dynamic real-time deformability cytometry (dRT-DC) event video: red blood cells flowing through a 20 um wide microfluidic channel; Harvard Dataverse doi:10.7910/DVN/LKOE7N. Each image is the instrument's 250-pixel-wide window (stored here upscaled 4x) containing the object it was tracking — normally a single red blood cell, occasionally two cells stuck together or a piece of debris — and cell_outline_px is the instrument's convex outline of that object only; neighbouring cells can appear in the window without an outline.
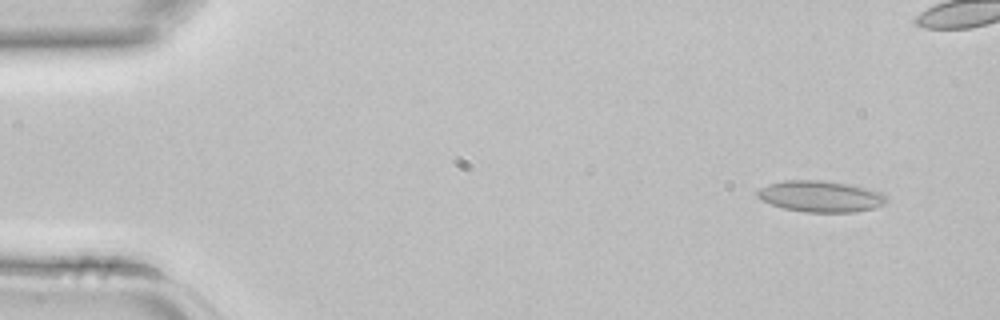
{"species": "common noctule bat (a hibernating species)", "species_latin": "Nyctalus noctula", "temperature_condition": "room temperature", "stored_images_in_passage": 4, "camera_frame_rate_fps": 3000, "um_per_image_px": 0.085, "animal": {"sex": "female", "body_mass_g": 22.7, "forearm_length_mm": 54.2}, "frame": {"image": 1, "passage_image": 1, "time_ms": 0.0, "image_size_px": [1000, 320], "cell_outline_px": [[888, 200], [884, 204], [876, 208], [852, 212], [804, 212], [784, 208], [760, 200], [756, 196], [756, 192], [760, 188], [768, 184], [784, 180], [824, 180], [852, 184], [880, 192], [888, 196]], "centroid_in_image_um": [69.76, 16.68], "position_along_channel_um": 15.2, "area_um2": 23.76}}